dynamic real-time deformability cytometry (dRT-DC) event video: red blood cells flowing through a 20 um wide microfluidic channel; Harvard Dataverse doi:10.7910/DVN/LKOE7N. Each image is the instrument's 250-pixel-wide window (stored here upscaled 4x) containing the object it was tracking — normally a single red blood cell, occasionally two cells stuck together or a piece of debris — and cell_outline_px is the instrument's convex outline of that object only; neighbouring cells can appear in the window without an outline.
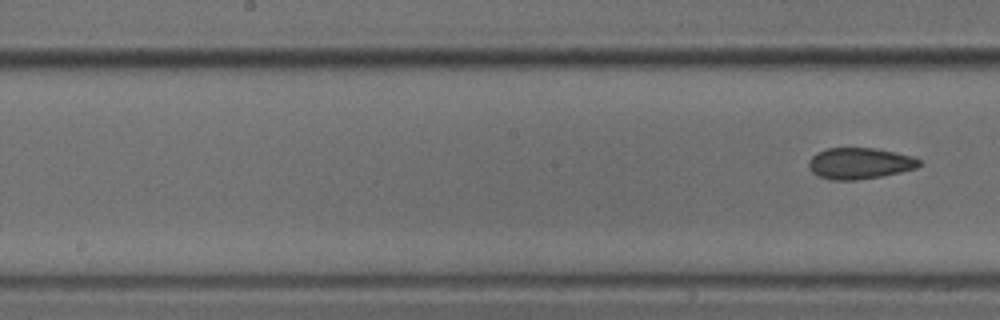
{"species": "common noctule bat (a hibernating species)", "species_latin": "Nyctalus noctula", "temperature_condition": "cold", "stored_images_in_passage": 6, "segment_of_instrument_passage": [2, 2], "camera_frame_rate_fps": 3000, "um_per_image_px": 0.085, "animal": {"sex": "male", "body_mass_g": 18.8}, "frame": {"image": 1, "passage_image": 6, "time_ms": 1.667, "image_size_px": [1000, 320], "cell_outline_px": [[920, 164], [916, 168], [900, 172], [860, 180], [828, 180], [816, 176], [812, 172], [808, 164], [808, 160], [816, 152], [828, 148], [876, 148], [896, 152], [912, 156], [920, 160]], "centroid_in_image_um": [73.03, 13.89], "position_along_channel_um": 175.2, "area_um2": 20.29}}